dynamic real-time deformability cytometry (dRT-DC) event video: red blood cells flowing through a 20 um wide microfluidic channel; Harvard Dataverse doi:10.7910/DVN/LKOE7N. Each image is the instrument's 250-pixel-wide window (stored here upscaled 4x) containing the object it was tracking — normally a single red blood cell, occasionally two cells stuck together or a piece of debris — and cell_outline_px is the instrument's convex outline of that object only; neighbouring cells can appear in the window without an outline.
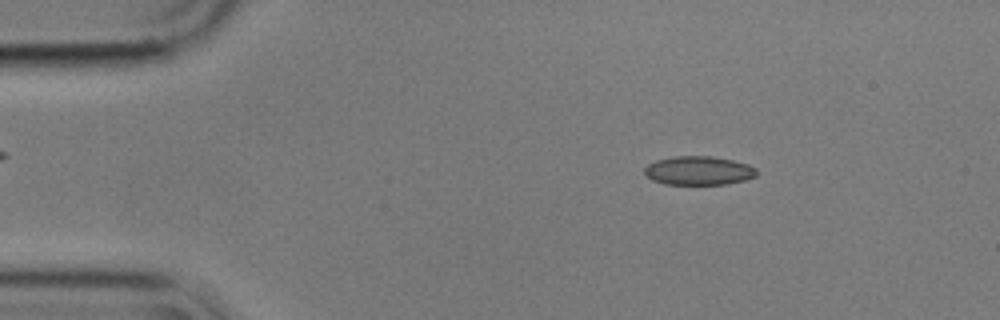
{"species": "common noctule bat (a hibernating species)", "species_latin": "Nyctalus noctula", "temperature_condition": "cold", "stored_images_in_passage": 52, "camera_frame_rate_fps": 3000, "um_per_image_px": 0.085, "animal": {"sex": "male", "body_mass_g": 17.9}, "frame": {"image": 1, "passage_image": 5, "time_ms": 1.333, "image_size_px": [1000, 320], "cell_outline_px": [[756, 176], [744, 180], [728, 184], [664, 184], [652, 180], [644, 172], [644, 168], [648, 164], [656, 160], [672, 156], [712, 156], [732, 160], [748, 164], [756, 168]], "centroid_in_image_um": [59.37, 14.5], "position_along_channel_um": 25.6, "area_um2": 18.84}}
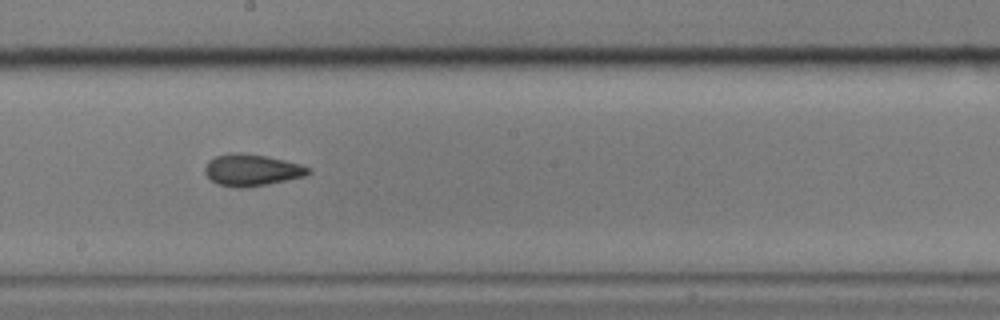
{"frame": {"image": 2, "passage_image": 27, "time_ms": 8.667, "image_size_px": [1000, 320], "cell_outline_px": [[312, 172], [304, 176], [268, 184], [248, 188], [236, 188], [216, 184], [204, 172], [204, 168], [208, 160], [216, 156], [232, 152], [240, 152], [264, 156], [284, 160], [300, 164], [308, 168]], "centroid_in_image_um": [21.36, 14.46], "position_along_channel_um": 226.8, "area_um2": 19.13}}
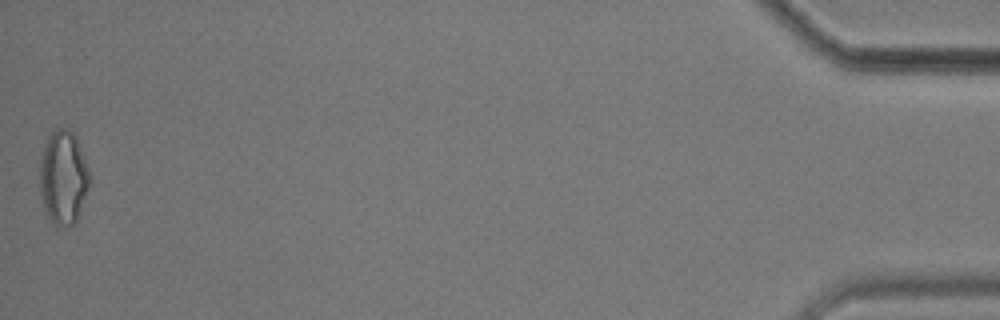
{"frame": {"image": 3, "passage_image": 52, "time_ms": 17.0, "image_size_px": [1000, 320], "cell_outline_px": [[88, 188], [76, 220], [68, 228], [56, 228], [44, 212], [40, 192], [40, 160], [48, 132], [56, 128], [68, 128], [72, 132], [76, 140], [88, 168]], "centroid_in_image_um": [5.32, 15.12], "position_along_channel_um": 429.9, "area_um2": 27.22}, "authors_computed_cell_mechanics": {"area_um2": 19.1896, "velocity_mm_per_s": 3.5641, "shape_relaxation_time_tau1_ms": 4.6312, "shape_relaxation_time_tau2_ms": 1.8264, "deformation_change_tau1": 0.0988, "deformation_change_tau2": 0.0648}}